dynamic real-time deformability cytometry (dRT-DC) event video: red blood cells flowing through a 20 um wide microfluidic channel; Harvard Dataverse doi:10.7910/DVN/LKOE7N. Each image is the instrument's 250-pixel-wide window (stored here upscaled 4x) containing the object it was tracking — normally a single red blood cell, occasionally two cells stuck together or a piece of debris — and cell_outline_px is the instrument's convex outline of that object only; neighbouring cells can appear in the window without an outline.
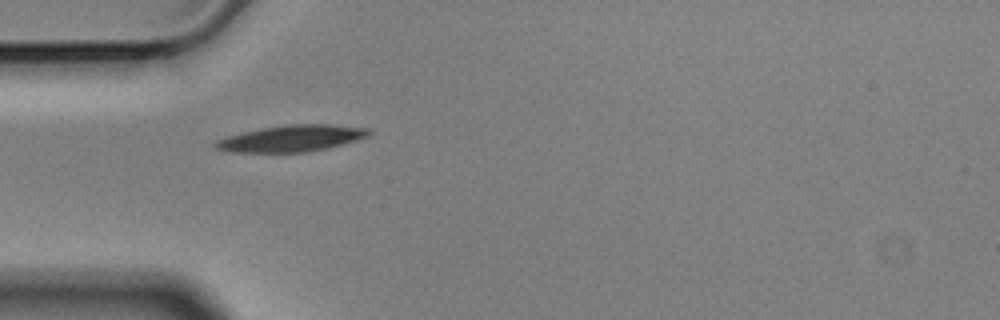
{"species": "Egyptian fruit bat (a non-hibernating species)", "species_latin": "Rousettus aegyptiacus", "temperature_condition": "cold", "stored_images_in_passage": 41, "camera_frame_rate_fps": 3000, "um_per_image_px": 0.085, "animal": {"sex": "male"}, "frame": {"image": 1, "passage_image": 1, "time_ms": 0.0, "image_size_px": [1000, 320], "cell_outline_px": [[372, 132], [368, 136], [356, 140], [328, 148], [308, 152], [228, 152], [216, 148], [212, 144], [216, 140], [240, 132], [288, 124], [332, 124], [372, 128]], "centroid_in_image_um": [24.8, 11.76], "position_along_channel_um": 60.2, "area_um2": 23.81}}
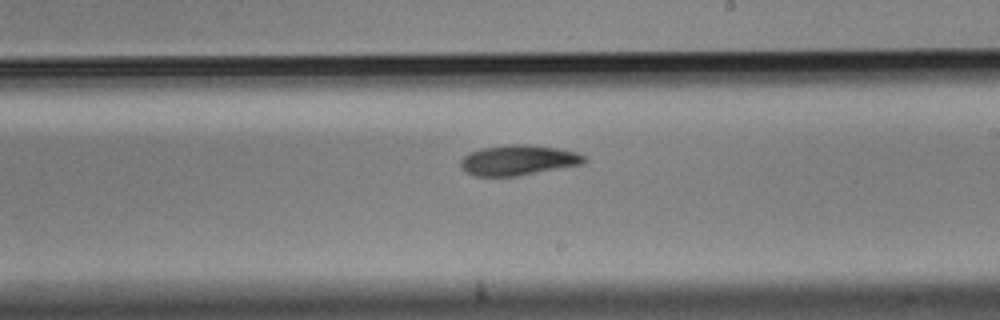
{"frame": {"image": 2, "passage_image": 17, "time_ms": 5.333, "image_size_px": [1000, 320], "cell_outline_px": [[588, 160], [584, 164], [516, 176], [476, 176], [464, 172], [460, 168], [460, 160], [468, 152], [484, 148], [508, 144], [528, 144], [556, 148], [576, 152], [584, 156]], "centroid_in_image_um": [44.03, 13.62], "position_along_channel_um": 245.0, "area_um2": 21.91}}
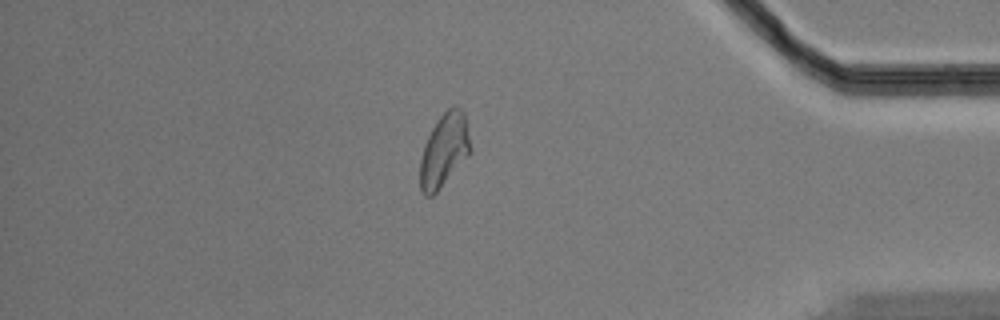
{"frame": {"image": 3, "passage_image": 33, "time_ms": 10.667, "image_size_px": [1000, 320], "cell_outline_px": [[472, 152], [436, 192], [432, 196], [424, 196], [420, 188], [420, 160], [424, 144], [432, 128], [440, 116], [448, 108], [456, 104], [464, 112], [472, 148]], "centroid_in_image_um": [37.77, 12.76], "position_along_channel_um": 397.4, "area_um2": 21.56}, "authors_computed_cell_mechanics": {"area_um2": 21.7906, "velocity_mm_per_s": 3.4928, "shape_relaxation_time_tau1_ms": 6.542, "shape_relaxation_time_tau2_ms": null, "deformation_change_tau1": 0.1742, "deformation_change_tau2": null}}